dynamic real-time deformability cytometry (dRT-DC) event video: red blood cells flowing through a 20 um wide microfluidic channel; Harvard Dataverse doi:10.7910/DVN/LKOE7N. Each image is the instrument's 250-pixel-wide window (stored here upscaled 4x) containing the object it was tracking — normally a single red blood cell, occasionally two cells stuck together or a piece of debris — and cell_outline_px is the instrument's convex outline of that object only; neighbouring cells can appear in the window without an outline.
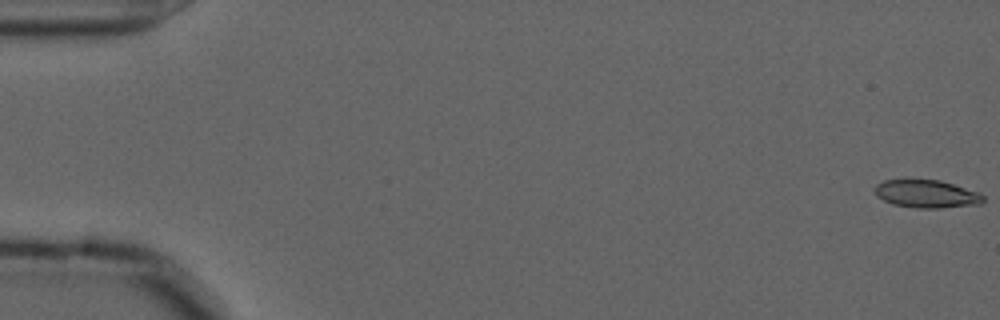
{"species": "common noctule bat (a hibernating species)", "species_latin": "Nyctalus noctula", "temperature_condition": "cold", "stored_images_in_passage": 15, "camera_frame_rate_fps": 3000, "um_per_image_px": 0.085, "animal": {"sex": "male", "forearm_length_mm": 52.5}, "frame": {"image": 1, "passage_image": 1, "time_ms": 0.0, "image_size_px": [1000, 320], "cell_outline_px": [[984, 200], [980, 204], [940, 208], [916, 208], [892, 204], [876, 196], [872, 188], [876, 184], [884, 180], [904, 176], [908, 176], [940, 180], [980, 192], [984, 196]], "centroid_in_image_um": [78.68, 16.42], "position_along_channel_um": 6.3, "area_um2": 18.61}}
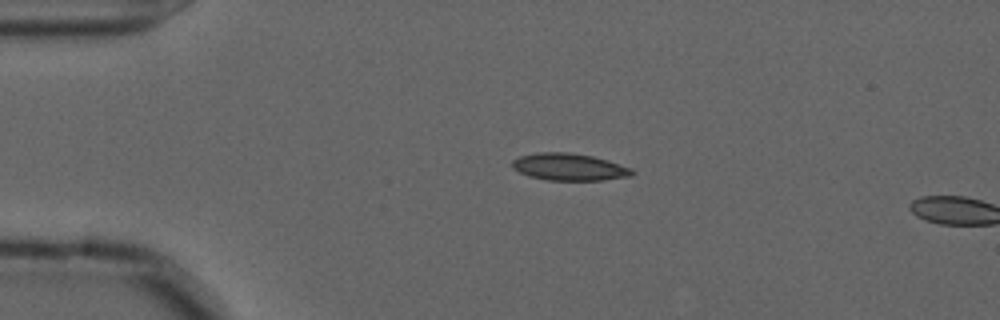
{"frame": {"image": 2, "passage_image": 13, "time_ms": 4.0, "image_size_px": [1000, 320], "cell_outline_px": [[636, 172], [632, 176], [604, 180], [548, 180], [528, 176], [512, 168], [512, 160], [520, 156], [536, 152], [568, 152], [592, 156], [608, 160], [632, 168]], "centroid_in_image_um": [48.4, 14.19], "position_along_channel_um": 36.6, "area_um2": 19.07}}